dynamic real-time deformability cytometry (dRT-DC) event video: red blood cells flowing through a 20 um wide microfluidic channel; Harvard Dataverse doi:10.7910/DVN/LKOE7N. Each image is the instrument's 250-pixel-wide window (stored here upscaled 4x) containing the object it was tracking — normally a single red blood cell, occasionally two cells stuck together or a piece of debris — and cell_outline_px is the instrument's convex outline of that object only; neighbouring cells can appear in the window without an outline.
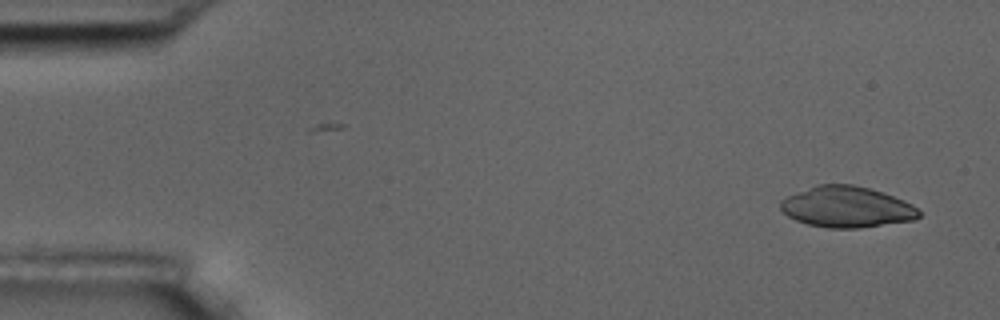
{"species": "common noctule bat (a hibernating species)", "species_latin": "Nyctalus noctula", "temperature_condition": "room temperature", "stored_images_in_passage": 7, "camera_frame_rate_fps": 3000, "um_per_image_px": 0.085, "animal": {"sex": "male", "body_mass_g": 17.5, "forearm_length_mm": 52.3}, "frame": {"image": 1, "passage_image": 1, "time_ms": 0.0, "image_size_px": [1000, 320], "cell_outline_px": [[920, 216], [916, 220], [860, 228], [828, 228], [808, 224], [796, 220], [788, 216], [780, 208], [780, 200], [788, 196], [816, 184], [852, 184], [868, 188], [904, 200], [912, 204], [920, 212]], "centroid_in_image_um": [71.98, 17.6], "position_along_channel_um": 13.0, "area_um2": 33.0}}